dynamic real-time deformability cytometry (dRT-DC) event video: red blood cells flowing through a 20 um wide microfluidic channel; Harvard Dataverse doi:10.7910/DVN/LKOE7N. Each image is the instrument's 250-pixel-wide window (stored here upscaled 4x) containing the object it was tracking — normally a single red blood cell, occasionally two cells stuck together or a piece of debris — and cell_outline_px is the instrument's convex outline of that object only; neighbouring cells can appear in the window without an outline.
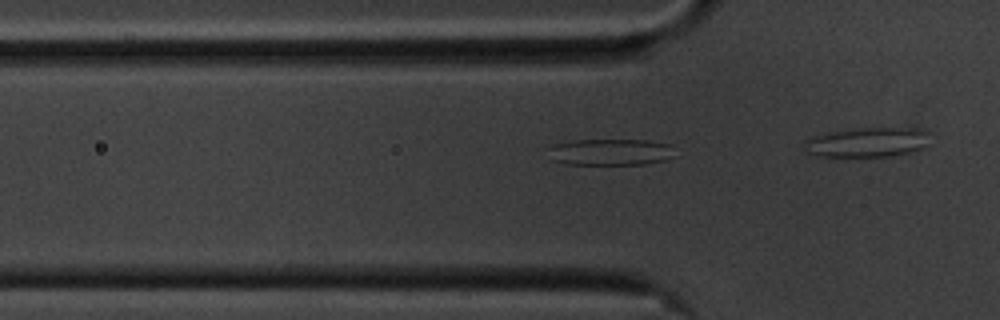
{"species": "common noctule bat (a hibernating species)", "species_latin": "Nyctalus noctula", "temperature_condition": "cold", "stored_images_in_passage": 18, "camera_frame_rate_fps": 3000, "um_per_image_px": 0.085, "animal": {"sex": "male", "body_mass_g": 20.1, "forearm_length_mm": 53.5}, "frame": {"image": 1, "passage_image": 16, "time_ms": 5.0, "image_size_px": [1000, 320], "cell_outline_px": [[676, 156], [668, 160], [644, 164], [564, 164], [552, 160], [548, 148], [552, 144], [576, 140], [648, 140], [672, 144]], "centroid_in_image_um": [51.95, 12.92], "position_along_channel_um": 73.9, "area_um2": 19.88}}